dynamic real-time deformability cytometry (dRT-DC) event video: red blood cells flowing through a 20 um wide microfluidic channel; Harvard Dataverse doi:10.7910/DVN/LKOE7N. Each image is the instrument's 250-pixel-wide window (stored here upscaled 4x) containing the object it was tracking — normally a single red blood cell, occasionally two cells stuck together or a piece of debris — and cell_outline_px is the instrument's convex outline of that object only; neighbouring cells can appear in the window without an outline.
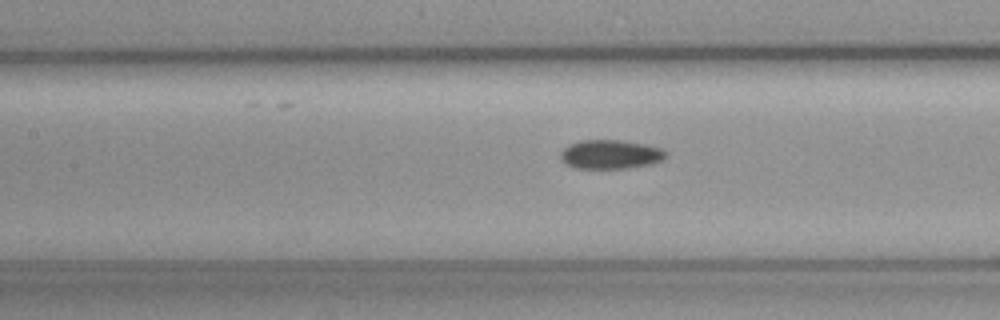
{"species": "common noctule bat (a hibernating species)", "species_latin": "Nyctalus noctula", "temperature_condition": "cold", "stored_images_in_passage": 11, "camera_frame_rate_fps": 3000, "um_per_image_px": 0.085, "animal": {"sex": "female", "body_mass_g": 19.3, "forearm_length_mm": 54.1}, "frame": {"image": 1, "passage_image": 8, "time_ms": 2.333, "image_size_px": [1000, 320], "cell_outline_px": [[668, 156], [664, 160], [652, 164], [628, 168], [576, 168], [568, 164], [560, 156], [560, 152], [568, 144], [580, 140], [620, 140], [648, 144], [664, 148], [668, 152]], "centroid_in_image_um": [51.98, 13.11], "position_along_channel_um": 155.4, "area_um2": 18.09}}